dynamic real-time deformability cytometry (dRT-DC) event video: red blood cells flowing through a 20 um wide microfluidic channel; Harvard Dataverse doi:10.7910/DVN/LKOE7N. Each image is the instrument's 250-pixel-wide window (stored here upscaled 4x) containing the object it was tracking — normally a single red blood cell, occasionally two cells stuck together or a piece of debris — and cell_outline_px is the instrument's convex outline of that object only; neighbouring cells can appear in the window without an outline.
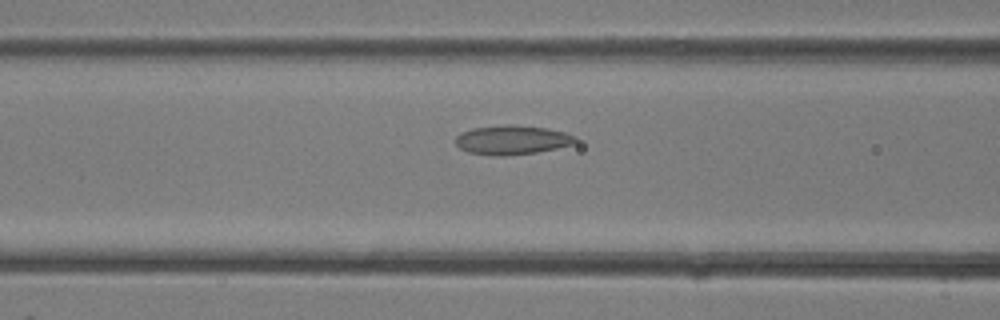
{"species": "common noctule bat (a hibernating species)", "species_latin": "Nyctalus noctula", "temperature_condition": "room temperature", "stored_images_in_passage": 32, "camera_frame_rate_fps": 3000, "um_per_image_px": 0.085, "animal": {"sex": "female"}, "frame": {"image": 1, "passage_image": 13, "time_ms": 4.0, "image_size_px": [1000, 320], "cell_outline_px": [[576, 140], [572, 144], [556, 148], [536, 152], [504, 156], [496, 156], [468, 152], [460, 148], [456, 144], [456, 136], [460, 132], [472, 128], [504, 124], [508, 124], [548, 128], [564, 132], [576, 136]], "centroid_in_image_um": [43.49, 11.88], "position_along_channel_um": 123.1, "area_um2": 20.4}}
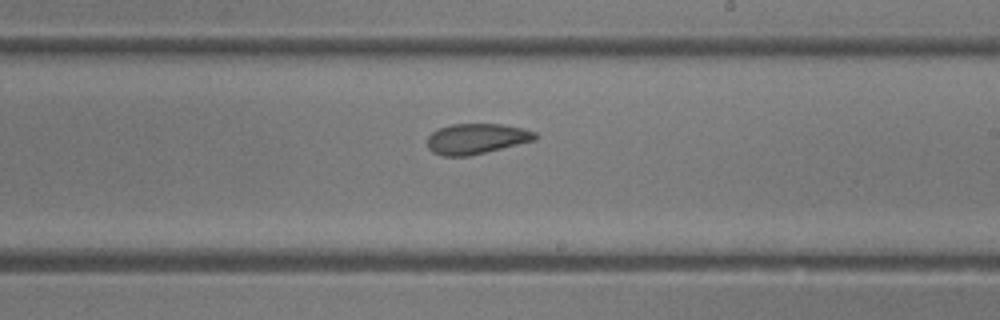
{"frame": {"image": 2, "passage_image": 19, "time_ms": 6.0, "image_size_px": [1000, 320], "cell_outline_px": [[540, 136], [536, 140], [468, 156], [440, 156], [432, 152], [428, 148], [428, 136], [436, 128], [452, 124], [500, 124], [524, 128], [536, 132]], "centroid_in_image_um": [40.5, 11.79], "position_along_channel_um": 248.5, "area_um2": 19.31}}
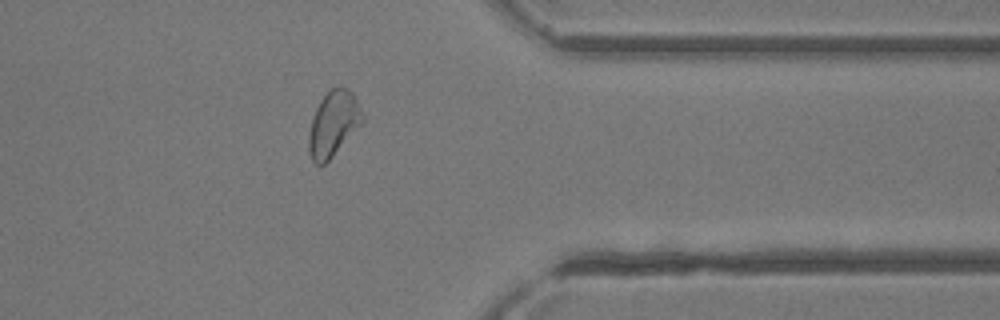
{"frame": {"image": 3, "passage_image": 26, "time_ms": 8.333, "image_size_px": [1000, 320], "cell_outline_px": [[364, 120], [332, 156], [324, 164], [316, 164], [312, 160], [308, 148], [308, 136], [312, 116], [320, 100], [332, 88], [348, 88], [356, 96], [364, 116]], "centroid_in_image_um": [28.33, 10.5], "position_along_channel_um": 383.1, "area_um2": 20.11}}